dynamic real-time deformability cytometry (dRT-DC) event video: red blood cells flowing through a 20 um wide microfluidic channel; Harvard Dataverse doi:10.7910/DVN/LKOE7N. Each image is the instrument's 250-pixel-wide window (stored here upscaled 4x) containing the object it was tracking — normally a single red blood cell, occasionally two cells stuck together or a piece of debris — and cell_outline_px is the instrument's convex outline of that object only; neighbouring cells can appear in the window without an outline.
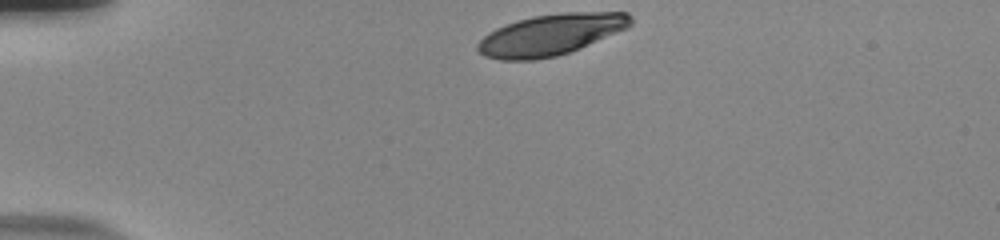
{"species": "human", "species_latin": "Homo sapiens", "temperature_condition": "room temperature", "stored_images_in_passage": 36, "camera_frame_rate_fps": 3000, "um_per_image_px": 0.085, "donor": {"sex": "male"}, "frame": {"image": 1, "passage_image": 1, "time_ms": 0.0, "image_size_px": [1000, 240], "cell_outline_px": [[632, 24], [628, 28], [580, 48], [556, 56], [536, 60], [500, 60], [484, 56], [476, 48], [476, 44], [488, 32], [496, 28], [516, 20], [532, 16], [564, 12], [628, 12], [632, 16]], "centroid_in_image_um": [46.81, 2.94], "position_along_channel_um": 38.2, "area_um2": 36.88}}
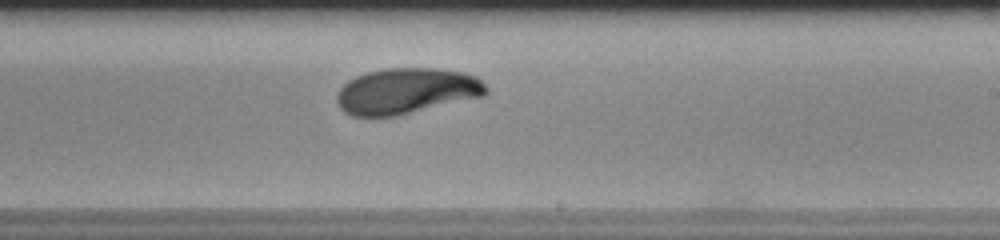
{"frame": {"image": 2, "passage_image": 23, "time_ms": 7.333, "image_size_px": [1000, 240], "cell_outline_px": [[488, 92], [484, 96], [396, 116], [352, 116], [344, 112], [340, 108], [336, 100], [336, 96], [340, 88], [348, 80], [356, 76], [368, 72], [388, 68], [440, 68], [464, 72], [476, 76], [488, 88]], "centroid_in_image_um": [34.56, 7.73], "position_along_channel_um": 254.4, "area_um2": 40.0}}
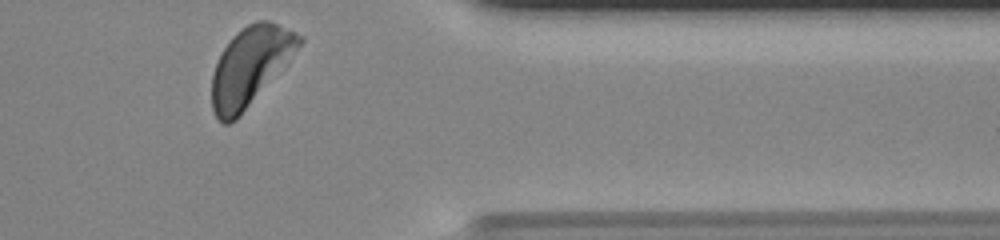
{"frame": {"image": 3, "passage_image": 35, "time_ms": 11.333, "image_size_px": [1000, 240], "cell_outline_px": [[304, 40], [236, 120], [228, 124], [224, 124], [216, 116], [212, 108], [212, 72], [224, 48], [232, 36], [236, 32], [248, 24], [256, 20], [268, 20], [304, 36]], "centroid_in_image_um": [21.22, 5.6], "position_along_channel_um": 390.2, "area_um2": 38.78}, "authors_computed_cell_mechanics": {"area_um2": 39.4485, "velocity_mm_per_s": 3.6872, "shape_relaxation_time_tau1_ms": 4.2197, "shape_relaxation_time_tau2_ms": 9.291, "deformation_change_tau1": 0.18, "deformation_change_tau2": 0.1324}}